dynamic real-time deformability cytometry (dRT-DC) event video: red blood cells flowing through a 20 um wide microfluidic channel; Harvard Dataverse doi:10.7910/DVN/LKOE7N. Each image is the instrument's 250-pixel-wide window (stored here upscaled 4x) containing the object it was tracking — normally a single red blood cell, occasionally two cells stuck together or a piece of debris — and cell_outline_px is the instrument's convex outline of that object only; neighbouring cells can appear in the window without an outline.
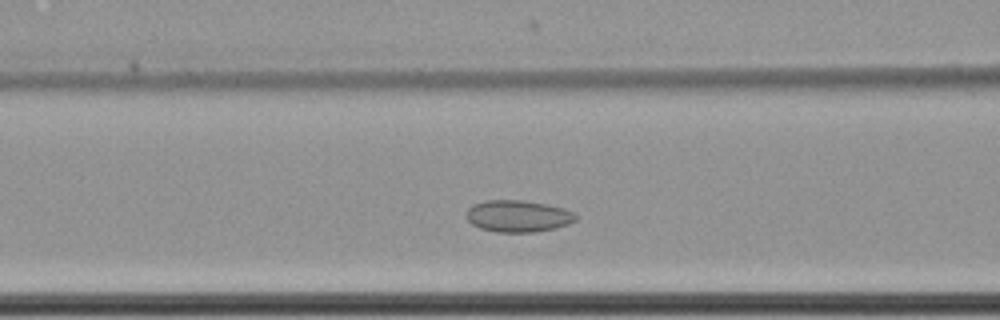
{"species": "common noctule bat (a hibernating species)", "species_latin": "Nyctalus noctula", "temperature_condition": "cold", "stored_images_in_passage": 47, "camera_frame_rate_fps": 3000, "um_per_image_px": 0.085, "animal": {"sex": "female", "body_mass_g": 22.7, "forearm_length_mm": 54.2}, "frame": {"image": 1, "passage_image": 12, "time_ms": 3.667, "image_size_px": [1000, 320], "cell_outline_px": [[580, 216], [576, 220], [568, 224], [556, 228], [536, 232], [496, 232], [480, 228], [472, 224], [468, 220], [468, 208], [472, 204], [484, 200], [524, 200], [564, 208]], "centroid_in_image_um": [44.05, 18.37], "position_along_channel_um": 122.5, "area_um2": 20.35}}
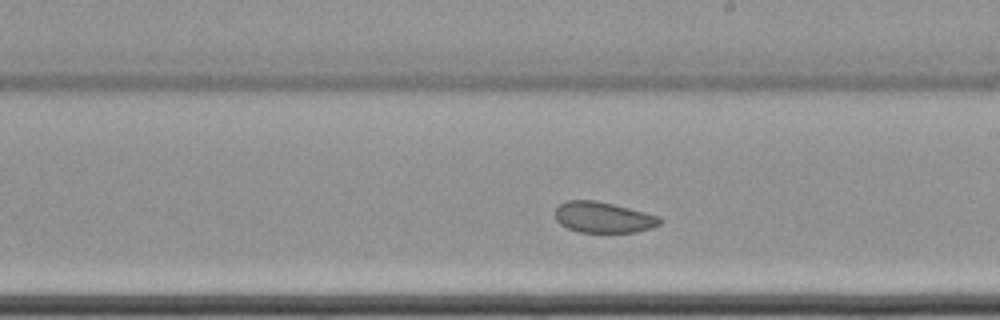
{"frame": {"image": 2, "passage_image": 22, "time_ms": 7.0, "image_size_px": [1000, 320], "cell_outline_px": [[664, 220], [660, 224], [652, 228], [636, 232], [580, 232], [568, 228], [560, 224], [556, 220], [556, 208], [560, 204], [568, 200], [596, 200], [660, 216]], "centroid_in_image_um": [51.3, 18.48], "position_along_channel_um": 237.7, "area_um2": 18.79}}
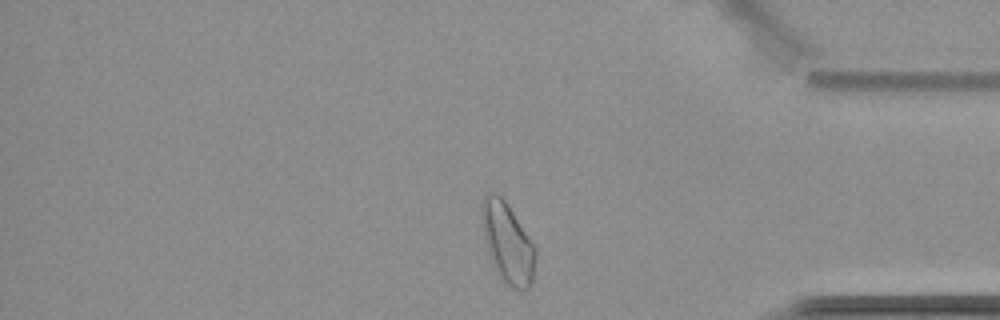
{"frame": {"image": 3, "passage_image": 37, "time_ms": 12.0, "image_size_px": [1000, 320], "cell_outline_px": [[536, 256], [532, 280], [528, 288], [512, 288], [500, 276], [492, 260], [488, 248], [484, 232], [480, 212], [480, 204], [484, 196], [492, 192], [496, 192], [504, 200], [536, 248]], "centroid_in_image_um": [43.14, 20.6], "position_along_channel_um": 392.1, "area_um2": 24.22}, "authors_computed_cell_mechanics": {"area_um2": 20.6924, "velocity_mm_per_s": 3.4613, "shape_relaxation_time_tau1_ms": null, "shape_relaxation_time_tau2_ms": 2.1555, "deformation_change_tau1": null, "deformation_change_tau2": 0.0642}}